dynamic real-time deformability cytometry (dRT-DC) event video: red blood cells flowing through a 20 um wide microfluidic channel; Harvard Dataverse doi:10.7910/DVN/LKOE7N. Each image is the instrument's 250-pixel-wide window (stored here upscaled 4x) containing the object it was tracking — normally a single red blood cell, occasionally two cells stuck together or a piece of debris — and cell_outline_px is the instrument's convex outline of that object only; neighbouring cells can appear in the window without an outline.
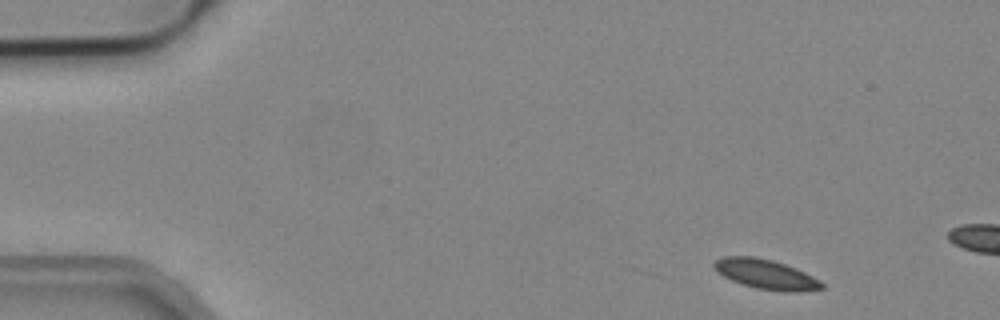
{"species": "common noctule bat (a hibernating species)", "species_latin": "Nyctalus noctula", "temperature_condition": "cold", "stored_images_in_passage": 3, "camera_frame_rate_fps": 3000, "um_per_image_px": 0.085, "animal": {"sex": "male", "body_mass_g": 19.2, "forearm_length_mm": 51.8}, "frame": {"image": 1, "passage_image": 1, "time_ms": 0.0, "image_size_px": [1000, 320], "cell_outline_px": [[824, 288], [796, 292], [788, 292], [756, 288], [732, 280], [724, 276], [712, 264], [716, 260], [724, 256], [752, 256], [772, 260], [796, 268], [820, 280], [824, 284]], "centroid_in_image_um": [65.13, 23.31], "position_along_channel_um": 19.9, "area_um2": 18.32}}